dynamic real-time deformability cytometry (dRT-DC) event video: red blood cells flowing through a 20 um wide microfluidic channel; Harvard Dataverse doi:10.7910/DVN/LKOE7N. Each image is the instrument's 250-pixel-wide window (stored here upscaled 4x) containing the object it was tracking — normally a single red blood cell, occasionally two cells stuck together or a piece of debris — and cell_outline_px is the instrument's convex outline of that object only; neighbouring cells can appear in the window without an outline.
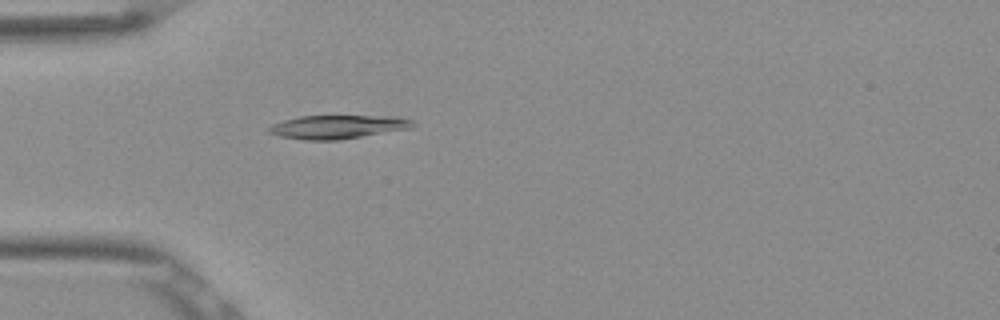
{"species": "Egyptian fruit bat (a non-hibernating species)", "species_latin": "Rousettus aegyptiacus", "temperature_condition": "room temperature", "stored_images_in_passage": 52, "camera_frame_rate_fps": 3000, "um_per_image_px": 0.085, "frame": {"image": 1, "passage_image": 15, "time_ms": 4.667, "image_size_px": [1000, 320], "cell_outline_px": [[416, 124], [412, 128], [336, 140], [304, 140], [280, 136], [268, 132], [268, 128], [272, 124], [284, 120], [300, 116], [400, 116], [412, 120]], "centroid_in_image_um": [28.73, 10.78], "position_along_channel_um": 56.3, "area_um2": 19.71}}
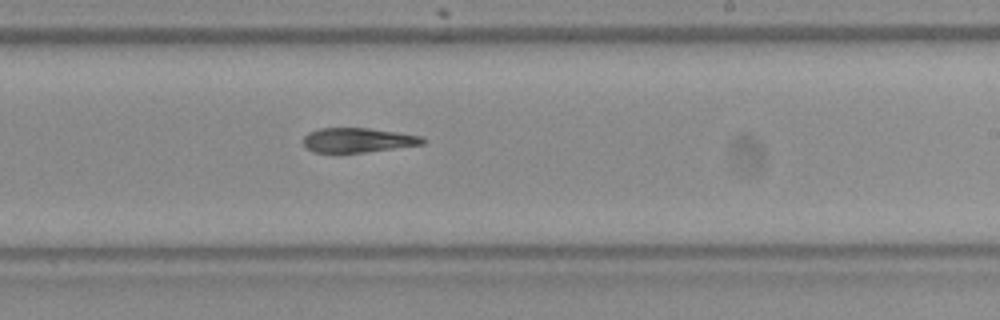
{"frame": {"image": 2, "passage_image": 31, "time_ms": 10.0, "image_size_px": [1000, 320], "cell_outline_px": [[424, 144], [364, 152], [316, 152], [308, 148], [304, 144], [304, 136], [308, 132], [320, 128], [368, 128], [396, 132], [420, 136], [424, 140]], "centroid_in_image_um": [30.39, 11.9], "position_along_channel_um": 258.6, "area_um2": 16.7}}
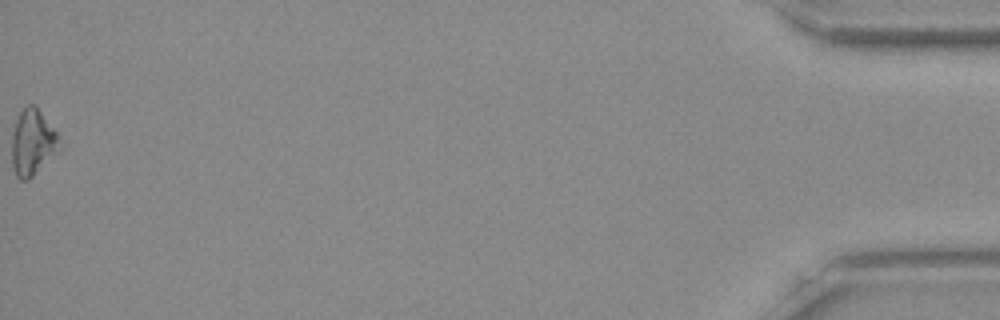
{"frame": {"image": 3, "passage_image": 52, "time_ms": 17.0, "image_size_px": [1000, 320], "cell_outline_px": [[60, 152], [28, 180], [20, 180], [16, 176], [12, 168], [12, 132], [16, 120], [20, 112], [28, 104], [36, 104], [56, 132]], "centroid_in_image_um": [2.76, 12.12], "position_along_channel_um": 432.4, "area_um2": 18.5}, "authors_computed_cell_mechanics": {"area_um2": 18.3804, "velocity_mm_per_s": 3.8977, "shape_relaxation_time_tau1_ms": 9.6523, "shape_relaxation_time_tau2_ms": null, "deformation_change_tau1": 0.2101, "deformation_change_tau2": null}}